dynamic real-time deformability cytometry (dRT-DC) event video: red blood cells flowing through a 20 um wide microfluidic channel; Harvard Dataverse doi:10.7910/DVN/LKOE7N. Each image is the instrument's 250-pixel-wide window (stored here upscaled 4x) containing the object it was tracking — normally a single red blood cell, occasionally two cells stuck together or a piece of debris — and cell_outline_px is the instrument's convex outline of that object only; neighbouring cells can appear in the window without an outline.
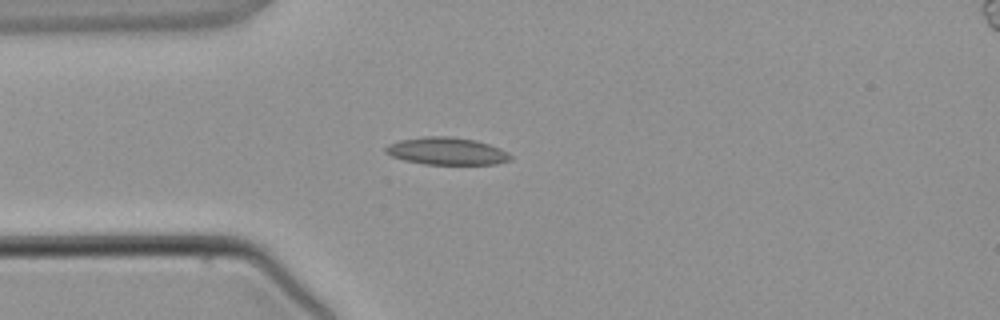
{"species": "common noctule bat (a hibernating species)", "species_latin": "Nyctalus noctula", "temperature_condition": "warm", "stored_images_in_passage": 3, "camera_frame_rate_fps": 3000, "um_per_image_px": 0.085, "animal": {"sex": "male", "body_mass_g": 21.5, "forearm_length_mm": 52.0}, "frame": {"image": 1, "passage_image": 3, "time_ms": 3.333, "image_size_px": [1000, 320], "cell_outline_px": [[512, 160], [496, 164], [424, 164], [404, 160], [392, 156], [384, 152], [384, 148], [388, 144], [400, 140], [424, 136], [448, 136], [476, 140], [500, 148], [508, 152], [512, 156]], "centroid_in_image_um": [37.97, 12.84], "position_along_channel_um": 47.0, "area_um2": 20.0}}